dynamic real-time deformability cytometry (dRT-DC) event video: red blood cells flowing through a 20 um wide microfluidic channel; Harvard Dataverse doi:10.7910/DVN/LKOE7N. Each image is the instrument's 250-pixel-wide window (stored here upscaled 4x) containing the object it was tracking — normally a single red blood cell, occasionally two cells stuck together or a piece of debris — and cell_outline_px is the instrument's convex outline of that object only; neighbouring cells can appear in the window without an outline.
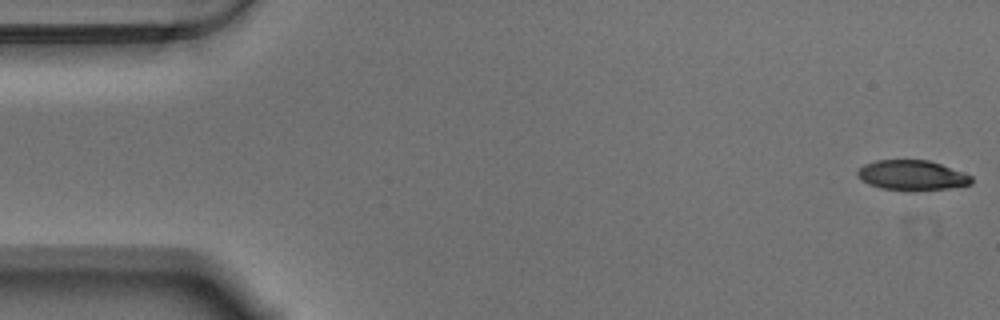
{"species": "Egyptian fruit bat (a non-hibernating species)", "species_latin": "Rousettus aegyptiacus", "temperature_condition": "warm", "stored_images_in_passage": 57, "camera_frame_rate_fps": 3000, "um_per_image_px": 0.085, "animal": {"sex": "male"}, "frame": {"image": 1, "passage_image": 1, "time_ms": 0.0, "image_size_px": [1000, 320], "cell_outline_px": [[972, 184], [948, 188], [880, 188], [868, 184], [856, 176], [856, 172], [864, 164], [876, 160], [928, 160], [940, 164], [972, 176]], "centroid_in_image_um": [77.48, 14.86], "position_along_channel_um": 7.5, "area_um2": 19.13}}
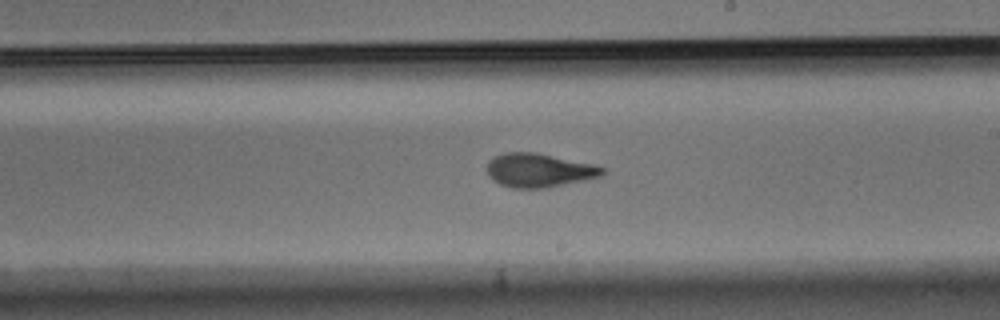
{"frame": {"image": 2, "passage_image": 32, "time_ms": 10.333, "image_size_px": [1000, 320], "cell_outline_px": [[608, 172], [604, 176], [544, 188], [512, 188], [500, 184], [492, 180], [488, 176], [488, 164], [496, 156], [504, 152], [536, 152], [596, 164], [608, 168]], "centroid_in_image_um": [45.91, 14.47], "position_along_channel_um": 243.1, "area_um2": 23.0}}
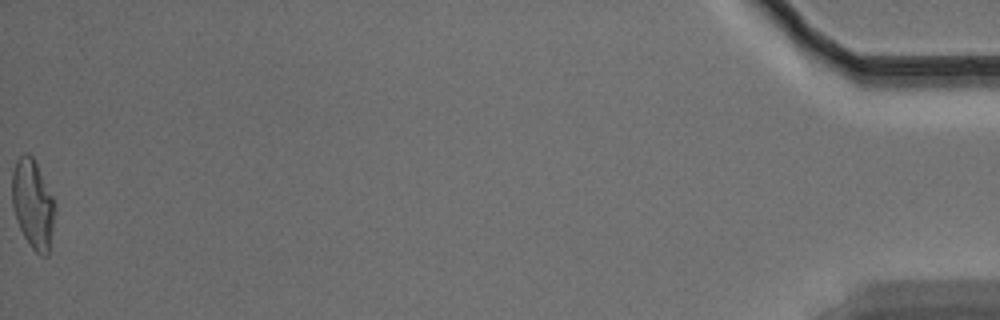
{"frame": {"image": 3, "passage_image": 57, "time_ms": 18.667, "image_size_px": [1000, 320], "cell_outline_px": [[56, 208], [48, 256], [40, 256], [28, 244], [16, 220], [12, 204], [12, 172], [16, 160], [24, 152], [28, 152], [32, 156], [56, 204]], "centroid_in_image_um": [2.79, 17.36], "position_along_channel_um": 432.4, "area_um2": 22.25}, "authors_computed_cell_mechanics": {"area_um2": 22.1374, "velocity_mm_per_s": 3.5264, "shape_relaxation_time_tau1_ms": 7.7092, "shape_relaxation_time_tau2_ms": 1.6721, "deformation_change_tau1": 0.2505, "deformation_change_tau2": 0.094}}